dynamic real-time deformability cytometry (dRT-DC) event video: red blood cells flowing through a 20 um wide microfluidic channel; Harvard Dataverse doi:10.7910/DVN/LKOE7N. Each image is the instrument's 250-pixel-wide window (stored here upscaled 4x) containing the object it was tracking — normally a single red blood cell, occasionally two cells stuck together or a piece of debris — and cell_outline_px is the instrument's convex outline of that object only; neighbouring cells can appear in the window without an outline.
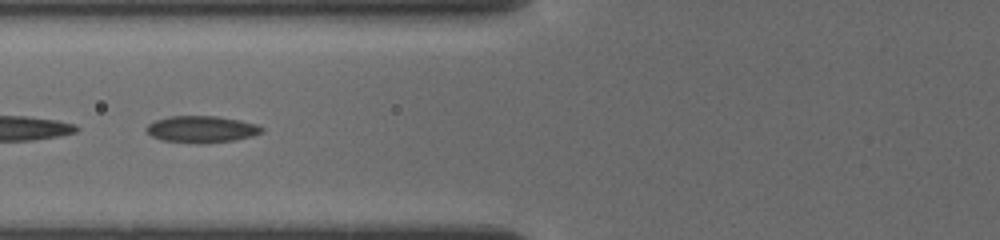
{"species": "common noctule bat (a hibernating species)", "species_latin": "Nyctalus noctula", "temperature_condition": "cold", "stored_images_in_passage": 33, "camera_frame_rate_fps": 3000, "um_per_image_px": 0.085, "animal": {"sex": "female", "body_mass_g": 19.5, "forearm_length_mm": 54.1}, "frame": {"image": 1, "passage_image": 14, "time_ms": 5.333, "image_size_px": [1000, 240], "cell_outline_px": [[264, 132], [252, 136], [236, 140], [200, 144], [160, 140], [152, 136], [144, 128], [148, 124], [156, 120], [168, 116], [216, 116], [240, 120], [260, 124], [264, 128]], "centroid_in_image_um": [17.17, 10.99], "position_along_channel_um": 108.6, "area_um2": 18.26}}
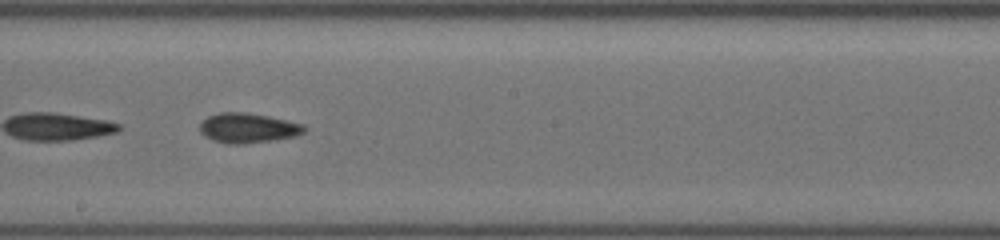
{"frame": {"image": 2, "passage_image": 24, "time_ms": 8.333, "image_size_px": [1000, 240], "cell_outline_px": [[308, 128], [304, 132], [296, 136], [272, 140], [244, 144], [228, 144], [212, 140], [204, 136], [200, 132], [200, 124], [208, 116], [220, 112], [248, 112], [268, 116], [304, 124]], "centroid_in_image_um": [21.08, 10.88], "position_along_channel_um": 227.1, "area_um2": 18.26}}